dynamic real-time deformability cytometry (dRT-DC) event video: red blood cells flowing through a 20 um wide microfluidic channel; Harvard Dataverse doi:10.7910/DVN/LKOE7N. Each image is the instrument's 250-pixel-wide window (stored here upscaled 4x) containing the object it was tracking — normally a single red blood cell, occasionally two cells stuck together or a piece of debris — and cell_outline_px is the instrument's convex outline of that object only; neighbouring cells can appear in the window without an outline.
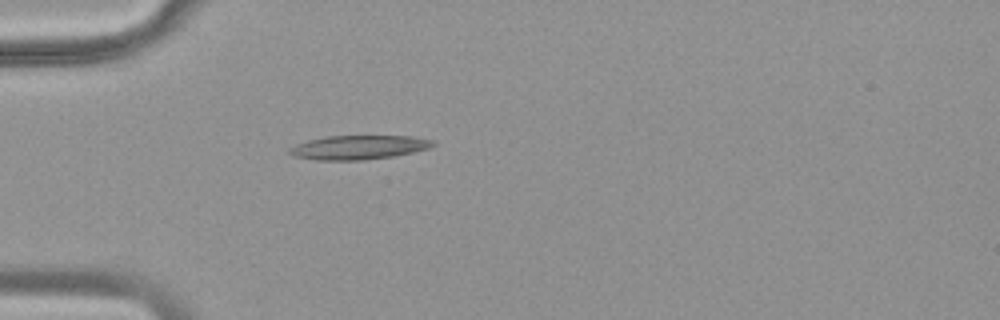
{"species": "common noctule bat (a hibernating species)", "species_latin": "Nyctalus noctula", "temperature_condition": "warm", "stored_images_in_passage": 37, "camera_frame_rate_fps": 3000, "um_per_image_px": 0.085, "animal": {"sex": "female", "body_mass_g": 18.4}, "frame": {"image": 1, "passage_image": 1, "time_ms": 0.0, "image_size_px": [1000, 320], "cell_outline_px": [[436, 144], [428, 148], [412, 152], [392, 156], [360, 160], [316, 160], [292, 156], [288, 152], [288, 148], [296, 144], [308, 140], [328, 136], [412, 136], [436, 140]], "centroid_in_image_um": [30.47, 12.52], "position_along_channel_um": 54.5, "area_um2": 20.11}}
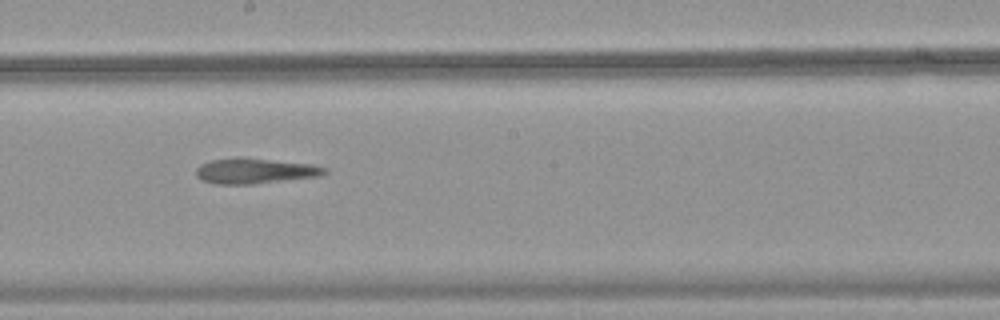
{"frame": {"image": 2, "passage_image": 15, "time_ms": 4.667, "image_size_px": [1000, 320], "cell_outline_px": [[328, 172], [320, 176], [256, 184], [216, 184], [200, 180], [196, 176], [196, 168], [200, 164], [212, 160], [240, 156], [312, 164], [328, 168]], "centroid_in_image_um": [21.67, 14.52], "position_along_channel_um": 226.5, "area_um2": 19.42}}
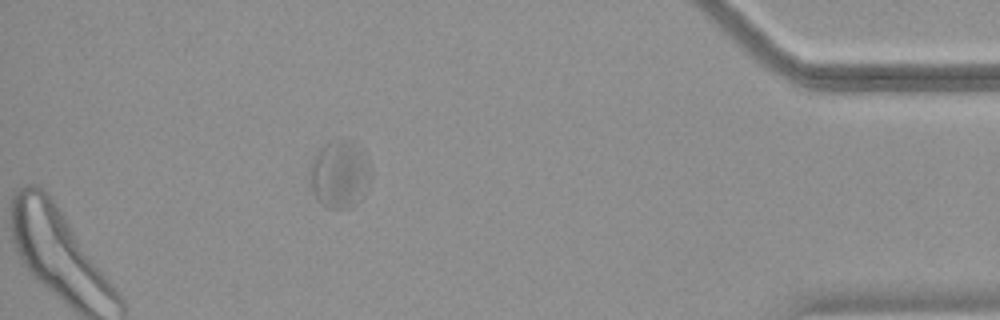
{"frame": {"image": 3, "passage_image": 32, "time_ms": 10.333, "image_size_px": [1000, 320], "cell_outline_px": [[372, 172], [364, 196], [356, 204], [344, 208], [328, 208], [316, 200], [312, 192], [308, 168], [312, 160], [320, 148], [324, 144], [348, 144], [364, 148], [372, 168]], "centroid_in_image_um": [28.88, 14.88], "position_along_channel_um": 406.3, "area_um2": 23.81}}